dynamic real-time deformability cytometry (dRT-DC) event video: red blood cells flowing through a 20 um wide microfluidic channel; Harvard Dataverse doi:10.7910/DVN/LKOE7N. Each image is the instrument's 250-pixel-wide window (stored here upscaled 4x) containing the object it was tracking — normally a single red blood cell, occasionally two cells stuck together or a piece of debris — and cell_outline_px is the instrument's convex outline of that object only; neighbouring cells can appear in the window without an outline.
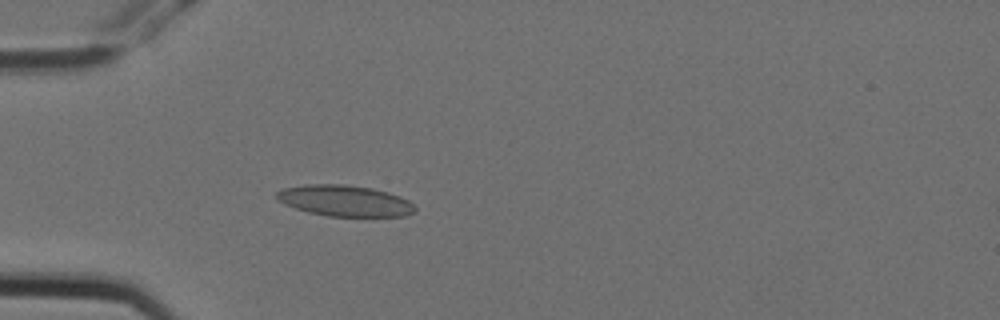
{"species": "Egyptian fruit bat (a non-hibernating species)", "species_latin": "Rousettus aegyptiacus", "temperature_condition": "cold", "stored_images_in_passage": 2, "camera_frame_rate_fps": 3000, "um_per_image_px": 0.085, "animal": {"sex": "female"}, "frame": {"image": 1, "passage_image": 2, "time_ms": 0.333, "image_size_px": [1000, 320], "cell_outline_px": [[416, 212], [404, 216], [328, 216], [308, 212], [284, 204], [276, 200], [276, 192], [284, 188], [308, 184], [344, 184], [372, 188], [388, 192], [400, 196], [408, 200], [416, 208]], "centroid_in_image_um": [29.3, 17.06], "position_along_channel_um": 55.7, "area_um2": 25.09}}